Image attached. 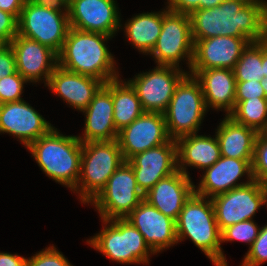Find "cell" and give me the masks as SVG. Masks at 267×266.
Returning a JSON list of instances; mask_svg holds the SVG:
<instances>
[{
	"instance_id": "1",
	"label": "cell",
	"mask_w": 267,
	"mask_h": 266,
	"mask_svg": "<svg viewBox=\"0 0 267 266\" xmlns=\"http://www.w3.org/2000/svg\"><path fill=\"white\" fill-rule=\"evenodd\" d=\"M193 40L216 36L246 37L251 42L267 38V0H226L190 15Z\"/></svg>"
},
{
	"instance_id": "2",
	"label": "cell",
	"mask_w": 267,
	"mask_h": 266,
	"mask_svg": "<svg viewBox=\"0 0 267 266\" xmlns=\"http://www.w3.org/2000/svg\"><path fill=\"white\" fill-rule=\"evenodd\" d=\"M112 38L103 33L70 27L58 53V66L73 73L94 77L104 84L119 78L121 75L115 57L107 47L108 40Z\"/></svg>"
},
{
	"instance_id": "3",
	"label": "cell",
	"mask_w": 267,
	"mask_h": 266,
	"mask_svg": "<svg viewBox=\"0 0 267 266\" xmlns=\"http://www.w3.org/2000/svg\"><path fill=\"white\" fill-rule=\"evenodd\" d=\"M49 179L76 188L80 176L82 142L75 135L60 133L53 127L26 148Z\"/></svg>"
},
{
	"instance_id": "4",
	"label": "cell",
	"mask_w": 267,
	"mask_h": 266,
	"mask_svg": "<svg viewBox=\"0 0 267 266\" xmlns=\"http://www.w3.org/2000/svg\"><path fill=\"white\" fill-rule=\"evenodd\" d=\"M175 222L178 243L189 238L215 266H228L211 199L193 193Z\"/></svg>"
},
{
	"instance_id": "5",
	"label": "cell",
	"mask_w": 267,
	"mask_h": 266,
	"mask_svg": "<svg viewBox=\"0 0 267 266\" xmlns=\"http://www.w3.org/2000/svg\"><path fill=\"white\" fill-rule=\"evenodd\" d=\"M102 230L87 239L94 250L111 261L121 264H149L156 253L148 246L143 235L125 218L102 219Z\"/></svg>"
},
{
	"instance_id": "6",
	"label": "cell",
	"mask_w": 267,
	"mask_h": 266,
	"mask_svg": "<svg viewBox=\"0 0 267 266\" xmlns=\"http://www.w3.org/2000/svg\"><path fill=\"white\" fill-rule=\"evenodd\" d=\"M123 162L125 160L117 139L82 143L80 176L72 192L81 203L90 204Z\"/></svg>"
},
{
	"instance_id": "7",
	"label": "cell",
	"mask_w": 267,
	"mask_h": 266,
	"mask_svg": "<svg viewBox=\"0 0 267 266\" xmlns=\"http://www.w3.org/2000/svg\"><path fill=\"white\" fill-rule=\"evenodd\" d=\"M70 29L66 5L46 0H26L18 19V35L46 45L57 54Z\"/></svg>"
},
{
	"instance_id": "8",
	"label": "cell",
	"mask_w": 267,
	"mask_h": 266,
	"mask_svg": "<svg viewBox=\"0 0 267 266\" xmlns=\"http://www.w3.org/2000/svg\"><path fill=\"white\" fill-rule=\"evenodd\" d=\"M208 111L200 83L187 73L176 86L163 113L169 137L177 140L179 137L198 133Z\"/></svg>"
},
{
	"instance_id": "9",
	"label": "cell",
	"mask_w": 267,
	"mask_h": 266,
	"mask_svg": "<svg viewBox=\"0 0 267 266\" xmlns=\"http://www.w3.org/2000/svg\"><path fill=\"white\" fill-rule=\"evenodd\" d=\"M148 55L152 56L156 65L178 68H181L180 62L185 60L190 71L194 55V42L189 15L170 11L165 6L161 33Z\"/></svg>"
},
{
	"instance_id": "10",
	"label": "cell",
	"mask_w": 267,
	"mask_h": 266,
	"mask_svg": "<svg viewBox=\"0 0 267 266\" xmlns=\"http://www.w3.org/2000/svg\"><path fill=\"white\" fill-rule=\"evenodd\" d=\"M132 166L127 162L110 176L105 188L90 203L101 219L126 218L142 201Z\"/></svg>"
},
{
	"instance_id": "11",
	"label": "cell",
	"mask_w": 267,
	"mask_h": 266,
	"mask_svg": "<svg viewBox=\"0 0 267 266\" xmlns=\"http://www.w3.org/2000/svg\"><path fill=\"white\" fill-rule=\"evenodd\" d=\"M187 73L175 66L156 65L149 71L134 75L127 82L135 90L144 112L164 113L176 86Z\"/></svg>"
},
{
	"instance_id": "12",
	"label": "cell",
	"mask_w": 267,
	"mask_h": 266,
	"mask_svg": "<svg viewBox=\"0 0 267 266\" xmlns=\"http://www.w3.org/2000/svg\"><path fill=\"white\" fill-rule=\"evenodd\" d=\"M220 231L236 223L252 220L264 206L262 184L256 180L211 199Z\"/></svg>"
},
{
	"instance_id": "13",
	"label": "cell",
	"mask_w": 267,
	"mask_h": 266,
	"mask_svg": "<svg viewBox=\"0 0 267 266\" xmlns=\"http://www.w3.org/2000/svg\"><path fill=\"white\" fill-rule=\"evenodd\" d=\"M117 0H72L66 7L70 27L114 37L122 22Z\"/></svg>"
},
{
	"instance_id": "14",
	"label": "cell",
	"mask_w": 267,
	"mask_h": 266,
	"mask_svg": "<svg viewBox=\"0 0 267 266\" xmlns=\"http://www.w3.org/2000/svg\"><path fill=\"white\" fill-rule=\"evenodd\" d=\"M171 140L163 113L144 112L118 132L117 141L125 161L137 153Z\"/></svg>"
},
{
	"instance_id": "15",
	"label": "cell",
	"mask_w": 267,
	"mask_h": 266,
	"mask_svg": "<svg viewBox=\"0 0 267 266\" xmlns=\"http://www.w3.org/2000/svg\"><path fill=\"white\" fill-rule=\"evenodd\" d=\"M127 162L132 166L139 190L145 195L159 180L178 171L176 140L137 153Z\"/></svg>"
},
{
	"instance_id": "16",
	"label": "cell",
	"mask_w": 267,
	"mask_h": 266,
	"mask_svg": "<svg viewBox=\"0 0 267 266\" xmlns=\"http://www.w3.org/2000/svg\"><path fill=\"white\" fill-rule=\"evenodd\" d=\"M53 127L25 100L0 104V134L18 138L26 148Z\"/></svg>"
},
{
	"instance_id": "17",
	"label": "cell",
	"mask_w": 267,
	"mask_h": 266,
	"mask_svg": "<svg viewBox=\"0 0 267 266\" xmlns=\"http://www.w3.org/2000/svg\"><path fill=\"white\" fill-rule=\"evenodd\" d=\"M253 159H235L221 156L211 167L204 169L194 193L212 199L213 197L251 183ZM246 175L245 182L241 178ZM240 182V183H239Z\"/></svg>"
},
{
	"instance_id": "18",
	"label": "cell",
	"mask_w": 267,
	"mask_h": 266,
	"mask_svg": "<svg viewBox=\"0 0 267 266\" xmlns=\"http://www.w3.org/2000/svg\"><path fill=\"white\" fill-rule=\"evenodd\" d=\"M10 46L15 55L17 72L30 84L39 85L43 81L46 87L58 66V54L48 46L18 34Z\"/></svg>"
},
{
	"instance_id": "19",
	"label": "cell",
	"mask_w": 267,
	"mask_h": 266,
	"mask_svg": "<svg viewBox=\"0 0 267 266\" xmlns=\"http://www.w3.org/2000/svg\"><path fill=\"white\" fill-rule=\"evenodd\" d=\"M156 253L178 244L176 222L143 200L126 218Z\"/></svg>"
},
{
	"instance_id": "20",
	"label": "cell",
	"mask_w": 267,
	"mask_h": 266,
	"mask_svg": "<svg viewBox=\"0 0 267 266\" xmlns=\"http://www.w3.org/2000/svg\"><path fill=\"white\" fill-rule=\"evenodd\" d=\"M194 55L190 70L234 69L244 49L251 42L246 37L216 36L193 40Z\"/></svg>"
},
{
	"instance_id": "21",
	"label": "cell",
	"mask_w": 267,
	"mask_h": 266,
	"mask_svg": "<svg viewBox=\"0 0 267 266\" xmlns=\"http://www.w3.org/2000/svg\"><path fill=\"white\" fill-rule=\"evenodd\" d=\"M103 84L94 77L73 73L57 66L46 86L69 107L81 112L87 108Z\"/></svg>"
},
{
	"instance_id": "22",
	"label": "cell",
	"mask_w": 267,
	"mask_h": 266,
	"mask_svg": "<svg viewBox=\"0 0 267 266\" xmlns=\"http://www.w3.org/2000/svg\"><path fill=\"white\" fill-rule=\"evenodd\" d=\"M201 85L206 108L224 111L228 116L235 108L236 80L232 69L211 68L207 70H190Z\"/></svg>"
},
{
	"instance_id": "23",
	"label": "cell",
	"mask_w": 267,
	"mask_h": 266,
	"mask_svg": "<svg viewBox=\"0 0 267 266\" xmlns=\"http://www.w3.org/2000/svg\"><path fill=\"white\" fill-rule=\"evenodd\" d=\"M194 185L191 177L178 170L159 180L144 195V200L176 221L184 203L194 193Z\"/></svg>"
},
{
	"instance_id": "24",
	"label": "cell",
	"mask_w": 267,
	"mask_h": 266,
	"mask_svg": "<svg viewBox=\"0 0 267 266\" xmlns=\"http://www.w3.org/2000/svg\"><path fill=\"white\" fill-rule=\"evenodd\" d=\"M113 100L111 91L103 84L95 93L83 114L85 124L83 135H76L82 142L112 141L117 139L118 130L114 125Z\"/></svg>"
},
{
	"instance_id": "25",
	"label": "cell",
	"mask_w": 267,
	"mask_h": 266,
	"mask_svg": "<svg viewBox=\"0 0 267 266\" xmlns=\"http://www.w3.org/2000/svg\"><path fill=\"white\" fill-rule=\"evenodd\" d=\"M215 137V138H214ZM177 143L178 170L190 177L187 167L201 171L211 167L221 157L216 135L198 133L179 137Z\"/></svg>"
},
{
	"instance_id": "26",
	"label": "cell",
	"mask_w": 267,
	"mask_h": 266,
	"mask_svg": "<svg viewBox=\"0 0 267 266\" xmlns=\"http://www.w3.org/2000/svg\"><path fill=\"white\" fill-rule=\"evenodd\" d=\"M221 156L235 159H253L257 132L225 116L215 131Z\"/></svg>"
},
{
	"instance_id": "27",
	"label": "cell",
	"mask_w": 267,
	"mask_h": 266,
	"mask_svg": "<svg viewBox=\"0 0 267 266\" xmlns=\"http://www.w3.org/2000/svg\"><path fill=\"white\" fill-rule=\"evenodd\" d=\"M162 18L163 10L134 14L131 19L125 22L124 26L121 23L120 29H123L126 40L130 42L133 48H137L140 53L148 55L161 33Z\"/></svg>"
},
{
	"instance_id": "28",
	"label": "cell",
	"mask_w": 267,
	"mask_h": 266,
	"mask_svg": "<svg viewBox=\"0 0 267 266\" xmlns=\"http://www.w3.org/2000/svg\"><path fill=\"white\" fill-rule=\"evenodd\" d=\"M121 79L119 77L104 84L112 94L114 125L118 131L144 113L135 90L125 79Z\"/></svg>"
},
{
	"instance_id": "29",
	"label": "cell",
	"mask_w": 267,
	"mask_h": 266,
	"mask_svg": "<svg viewBox=\"0 0 267 266\" xmlns=\"http://www.w3.org/2000/svg\"><path fill=\"white\" fill-rule=\"evenodd\" d=\"M228 116L258 132L267 122V98L235 101V108Z\"/></svg>"
},
{
	"instance_id": "30",
	"label": "cell",
	"mask_w": 267,
	"mask_h": 266,
	"mask_svg": "<svg viewBox=\"0 0 267 266\" xmlns=\"http://www.w3.org/2000/svg\"><path fill=\"white\" fill-rule=\"evenodd\" d=\"M236 81H262V41L250 42L242 52L234 69Z\"/></svg>"
},
{
	"instance_id": "31",
	"label": "cell",
	"mask_w": 267,
	"mask_h": 266,
	"mask_svg": "<svg viewBox=\"0 0 267 266\" xmlns=\"http://www.w3.org/2000/svg\"><path fill=\"white\" fill-rule=\"evenodd\" d=\"M255 220H247L228 226L221 231V243L224 242H244L249 245L253 244L259 235L261 227Z\"/></svg>"
},
{
	"instance_id": "32",
	"label": "cell",
	"mask_w": 267,
	"mask_h": 266,
	"mask_svg": "<svg viewBox=\"0 0 267 266\" xmlns=\"http://www.w3.org/2000/svg\"><path fill=\"white\" fill-rule=\"evenodd\" d=\"M29 83L18 72L0 78V104L24 100V84Z\"/></svg>"
},
{
	"instance_id": "33",
	"label": "cell",
	"mask_w": 267,
	"mask_h": 266,
	"mask_svg": "<svg viewBox=\"0 0 267 266\" xmlns=\"http://www.w3.org/2000/svg\"><path fill=\"white\" fill-rule=\"evenodd\" d=\"M240 266H260L267 262V225L261 227L259 235L248 248Z\"/></svg>"
},
{
	"instance_id": "34",
	"label": "cell",
	"mask_w": 267,
	"mask_h": 266,
	"mask_svg": "<svg viewBox=\"0 0 267 266\" xmlns=\"http://www.w3.org/2000/svg\"><path fill=\"white\" fill-rule=\"evenodd\" d=\"M51 245L27 258L26 266H73L54 244Z\"/></svg>"
},
{
	"instance_id": "35",
	"label": "cell",
	"mask_w": 267,
	"mask_h": 266,
	"mask_svg": "<svg viewBox=\"0 0 267 266\" xmlns=\"http://www.w3.org/2000/svg\"><path fill=\"white\" fill-rule=\"evenodd\" d=\"M252 175L261 184L267 183V142L258 135L255 140L252 160Z\"/></svg>"
},
{
	"instance_id": "36",
	"label": "cell",
	"mask_w": 267,
	"mask_h": 266,
	"mask_svg": "<svg viewBox=\"0 0 267 266\" xmlns=\"http://www.w3.org/2000/svg\"><path fill=\"white\" fill-rule=\"evenodd\" d=\"M226 0H167L166 6L168 10L190 15L198 9H210L219 6Z\"/></svg>"
},
{
	"instance_id": "37",
	"label": "cell",
	"mask_w": 267,
	"mask_h": 266,
	"mask_svg": "<svg viewBox=\"0 0 267 266\" xmlns=\"http://www.w3.org/2000/svg\"><path fill=\"white\" fill-rule=\"evenodd\" d=\"M267 98L262 81H236L235 101H244L247 99Z\"/></svg>"
},
{
	"instance_id": "38",
	"label": "cell",
	"mask_w": 267,
	"mask_h": 266,
	"mask_svg": "<svg viewBox=\"0 0 267 266\" xmlns=\"http://www.w3.org/2000/svg\"><path fill=\"white\" fill-rule=\"evenodd\" d=\"M18 34V19L0 9V44H10Z\"/></svg>"
},
{
	"instance_id": "39",
	"label": "cell",
	"mask_w": 267,
	"mask_h": 266,
	"mask_svg": "<svg viewBox=\"0 0 267 266\" xmlns=\"http://www.w3.org/2000/svg\"><path fill=\"white\" fill-rule=\"evenodd\" d=\"M17 72L16 60L10 44H0V78Z\"/></svg>"
},
{
	"instance_id": "40",
	"label": "cell",
	"mask_w": 267,
	"mask_h": 266,
	"mask_svg": "<svg viewBox=\"0 0 267 266\" xmlns=\"http://www.w3.org/2000/svg\"><path fill=\"white\" fill-rule=\"evenodd\" d=\"M26 260L16 253L0 252V266H26Z\"/></svg>"
},
{
	"instance_id": "41",
	"label": "cell",
	"mask_w": 267,
	"mask_h": 266,
	"mask_svg": "<svg viewBox=\"0 0 267 266\" xmlns=\"http://www.w3.org/2000/svg\"><path fill=\"white\" fill-rule=\"evenodd\" d=\"M26 0H0V9L19 19Z\"/></svg>"
},
{
	"instance_id": "42",
	"label": "cell",
	"mask_w": 267,
	"mask_h": 266,
	"mask_svg": "<svg viewBox=\"0 0 267 266\" xmlns=\"http://www.w3.org/2000/svg\"><path fill=\"white\" fill-rule=\"evenodd\" d=\"M262 68L264 77H267V38L262 41Z\"/></svg>"
},
{
	"instance_id": "43",
	"label": "cell",
	"mask_w": 267,
	"mask_h": 266,
	"mask_svg": "<svg viewBox=\"0 0 267 266\" xmlns=\"http://www.w3.org/2000/svg\"><path fill=\"white\" fill-rule=\"evenodd\" d=\"M257 135L263 140L267 142V122L264 126L257 132Z\"/></svg>"
},
{
	"instance_id": "44",
	"label": "cell",
	"mask_w": 267,
	"mask_h": 266,
	"mask_svg": "<svg viewBox=\"0 0 267 266\" xmlns=\"http://www.w3.org/2000/svg\"><path fill=\"white\" fill-rule=\"evenodd\" d=\"M262 191L264 195V205H266L267 208V183L262 184Z\"/></svg>"
},
{
	"instance_id": "45",
	"label": "cell",
	"mask_w": 267,
	"mask_h": 266,
	"mask_svg": "<svg viewBox=\"0 0 267 266\" xmlns=\"http://www.w3.org/2000/svg\"><path fill=\"white\" fill-rule=\"evenodd\" d=\"M46 1H51V2H55V3H59V4H63L67 6L72 0H46Z\"/></svg>"
},
{
	"instance_id": "46",
	"label": "cell",
	"mask_w": 267,
	"mask_h": 266,
	"mask_svg": "<svg viewBox=\"0 0 267 266\" xmlns=\"http://www.w3.org/2000/svg\"><path fill=\"white\" fill-rule=\"evenodd\" d=\"M262 87H263V90H264V93L267 97V77H264L263 80H262Z\"/></svg>"
}]
</instances>
